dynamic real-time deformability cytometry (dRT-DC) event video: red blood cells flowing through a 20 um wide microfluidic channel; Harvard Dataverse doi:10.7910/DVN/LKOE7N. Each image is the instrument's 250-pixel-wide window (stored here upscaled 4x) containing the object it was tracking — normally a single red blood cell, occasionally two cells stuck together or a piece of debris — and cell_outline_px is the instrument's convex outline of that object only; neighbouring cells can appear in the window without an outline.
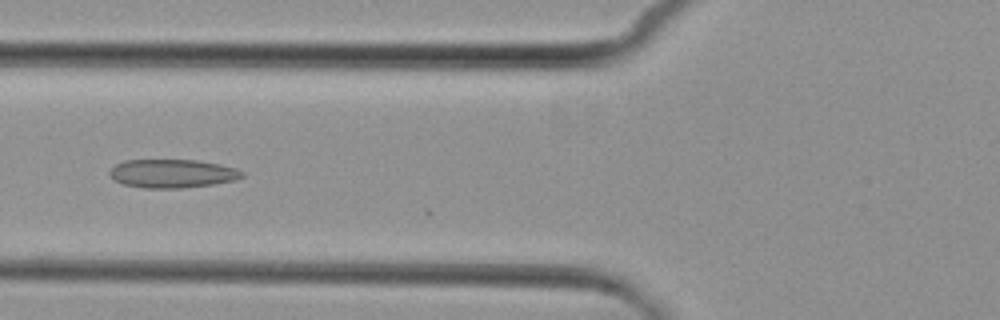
{"species": "common noctule bat (a hibernating species)", "species_latin": "Nyctalus noctula", "temperature_condition": "cold", "stored_images_in_passage": 9, "camera_frame_rate_fps": 3000, "um_per_image_px": 0.085, "animal": {"sex": "female", "body_mass_g": 29.2, "forearm_length_mm": 56.3}, "frame": {"image": 1, "passage_image": 6, "time_ms": 7.0, "image_size_px": [1000, 320], "cell_outline_px": [[244, 176], [236, 180], [212, 184], [184, 188], [144, 188], [124, 184], [112, 180], [108, 172], [116, 164], [124, 160], [196, 160], [220, 164], [236, 168], [244, 172]], "centroid_in_image_um": [14.64, 14.75], "position_along_channel_um": 111.2, "area_um2": 22.14}}
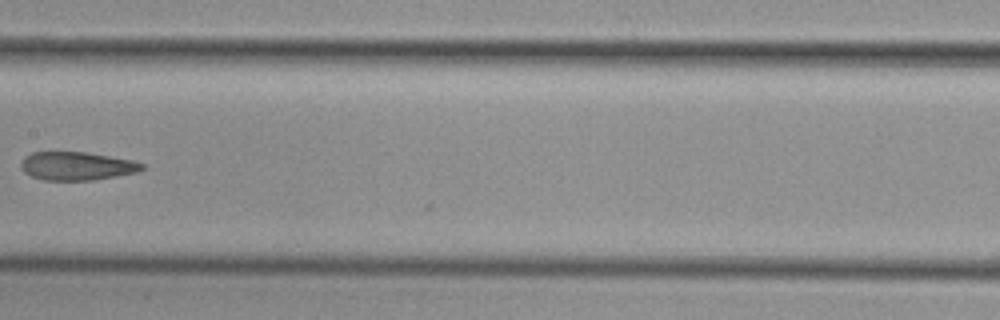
{"frame": {"image": 2, "passage_image": 8, "time_ms": 9.333, "image_size_px": [1000, 320], "cell_outline_px": [[144, 168], [136, 172], [116, 176], [92, 180], [44, 180], [32, 176], [24, 172], [20, 164], [24, 156], [32, 152], [88, 152], [132, 160], [144, 164]], "centroid_in_image_um": [6.51, 14.1], "position_along_channel_um": 200.9, "area_um2": 19.94}}
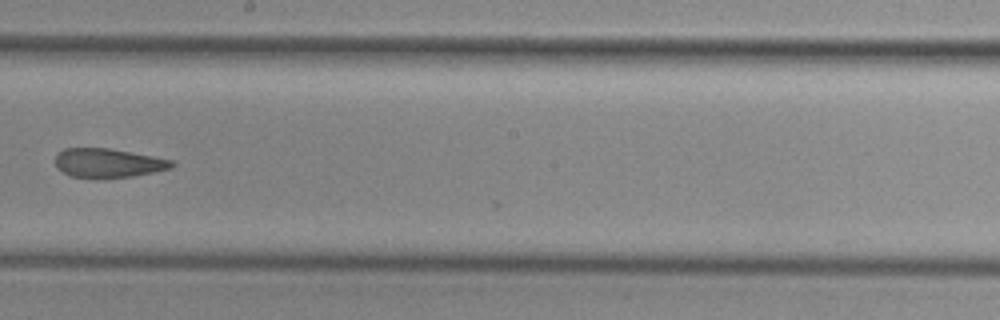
{"frame": {"image": 3, "passage_image": 9, "time_ms": 10.333, "image_size_px": [1000, 320], "cell_outline_px": [[176, 164], [172, 168], [132, 176], [96, 180], [68, 176], [56, 168], [56, 156], [64, 148], [108, 148], [152, 156], [172, 160]], "centroid_in_image_um": [9.15, 13.89], "position_along_channel_um": 239.1, "area_um2": 20.06}}